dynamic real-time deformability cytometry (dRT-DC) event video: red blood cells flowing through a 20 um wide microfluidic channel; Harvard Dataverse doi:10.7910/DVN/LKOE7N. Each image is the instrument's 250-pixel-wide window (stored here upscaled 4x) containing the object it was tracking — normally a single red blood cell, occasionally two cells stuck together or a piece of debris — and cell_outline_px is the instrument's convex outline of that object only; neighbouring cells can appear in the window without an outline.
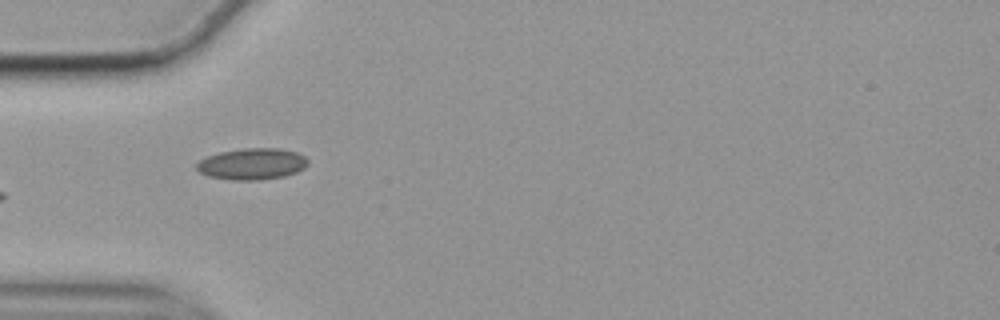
{"species": "common noctule bat (a hibernating species)", "species_latin": "Nyctalus noctula", "temperature_condition": "cold", "stored_images_in_passage": 39, "camera_frame_rate_fps": 3000, "um_per_image_px": 0.085, "animal": {"sex": "female", "body_mass_g": 19.9}, "frame": {"image": 1, "passage_image": 1, "time_ms": 0.0, "image_size_px": [1000, 320], "cell_outline_px": [[308, 164], [304, 168], [296, 172], [284, 176], [256, 180], [232, 180], [208, 176], [200, 172], [196, 168], [196, 164], [200, 160], [208, 156], [220, 152], [244, 148], [280, 148], [296, 152], [304, 156], [308, 160]], "centroid_in_image_um": [21.43, 13.93], "position_along_channel_um": 63.6, "area_um2": 20.29}, "authors_computed_cell_mechanics": {"area_um2": 19.1318, "velocity_mm_per_s": 3.5086, "shape_relaxation_time_tau1_ms": 7.4776, "shape_relaxation_time_tau2_ms": 9.6496, "deformation_change_tau1": 0.1025, "deformation_change_tau2": 0.0922}}